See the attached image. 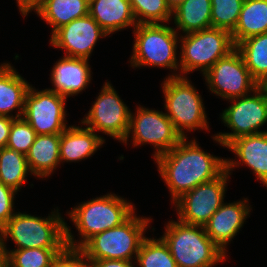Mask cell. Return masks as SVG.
Returning a JSON list of instances; mask_svg holds the SVG:
<instances>
[{"instance_id":"7a4b0ae2","label":"cell","mask_w":267,"mask_h":267,"mask_svg":"<svg viewBox=\"0 0 267 267\" xmlns=\"http://www.w3.org/2000/svg\"><path fill=\"white\" fill-rule=\"evenodd\" d=\"M135 207L132 202L115 193L81 202L67 212L78 231L79 240L74 238L71 227L65 222L66 246L80 248L95 234L121 225L135 212Z\"/></svg>"},{"instance_id":"8d00e7d4","label":"cell","mask_w":267,"mask_h":267,"mask_svg":"<svg viewBox=\"0 0 267 267\" xmlns=\"http://www.w3.org/2000/svg\"><path fill=\"white\" fill-rule=\"evenodd\" d=\"M15 118L9 116H0V148L6 147L12 121Z\"/></svg>"},{"instance_id":"7402d4cb","label":"cell","mask_w":267,"mask_h":267,"mask_svg":"<svg viewBox=\"0 0 267 267\" xmlns=\"http://www.w3.org/2000/svg\"><path fill=\"white\" fill-rule=\"evenodd\" d=\"M60 134L36 135L26 154L31 176L49 177L60 165Z\"/></svg>"},{"instance_id":"d590c367","label":"cell","mask_w":267,"mask_h":267,"mask_svg":"<svg viewBox=\"0 0 267 267\" xmlns=\"http://www.w3.org/2000/svg\"><path fill=\"white\" fill-rule=\"evenodd\" d=\"M89 261L91 262L92 267H135L136 264L135 261L118 259H102Z\"/></svg>"},{"instance_id":"4316f807","label":"cell","mask_w":267,"mask_h":267,"mask_svg":"<svg viewBox=\"0 0 267 267\" xmlns=\"http://www.w3.org/2000/svg\"><path fill=\"white\" fill-rule=\"evenodd\" d=\"M31 174L26 155L7 147L0 148V181L19 192Z\"/></svg>"},{"instance_id":"f546056e","label":"cell","mask_w":267,"mask_h":267,"mask_svg":"<svg viewBox=\"0 0 267 267\" xmlns=\"http://www.w3.org/2000/svg\"><path fill=\"white\" fill-rule=\"evenodd\" d=\"M137 24H168L172 10L166 0H129Z\"/></svg>"},{"instance_id":"d6986e66","label":"cell","mask_w":267,"mask_h":267,"mask_svg":"<svg viewBox=\"0 0 267 267\" xmlns=\"http://www.w3.org/2000/svg\"><path fill=\"white\" fill-rule=\"evenodd\" d=\"M105 143L104 137L82 126H68L60 134V161L78 162L94 155Z\"/></svg>"},{"instance_id":"6da1fadb","label":"cell","mask_w":267,"mask_h":267,"mask_svg":"<svg viewBox=\"0 0 267 267\" xmlns=\"http://www.w3.org/2000/svg\"><path fill=\"white\" fill-rule=\"evenodd\" d=\"M183 138L154 162L171 193V203L199 184L217 178L226 169V158L205 152L196 139Z\"/></svg>"},{"instance_id":"60d3db41","label":"cell","mask_w":267,"mask_h":267,"mask_svg":"<svg viewBox=\"0 0 267 267\" xmlns=\"http://www.w3.org/2000/svg\"><path fill=\"white\" fill-rule=\"evenodd\" d=\"M4 267H14V266L11 265V264L7 261L6 264L4 265Z\"/></svg>"},{"instance_id":"74e56055","label":"cell","mask_w":267,"mask_h":267,"mask_svg":"<svg viewBox=\"0 0 267 267\" xmlns=\"http://www.w3.org/2000/svg\"><path fill=\"white\" fill-rule=\"evenodd\" d=\"M185 0H166L167 5L171 10H174L178 5L183 3Z\"/></svg>"},{"instance_id":"603a6c76","label":"cell","mask_w":267,"mask_h":267,"mask_svg":"<svg viewBox=\"0 0 267 267\" xmlns=\"http://www.w3.org/2000/svg\"><path fill=\"white\" fill-rule=\"evenodd\" d=\"M267 33V0H244L235 29L231 32L235 47L243 40Z\"/></svg>"},{"instance_id":"277c9868","label":"cell","mask_w":267,"mask_h":267,"mask_svg":"<svg viewBox=\"0 0 267 267\" xmlns=\"http://www.w3.org/2000/svg\"><path fill=\"white\" fill-rule=\"evenodd\" d=\"M161 238L177 267H214L228 256L207 236L203 226L171 220Z\"/></svg>"},{"instance_id":"52a82bcc","label":"cell","mask_w":267,"mask_h":267,"mask_svg":"<svg viewBox=\"0 0 267 267\" xmlns=\"http://www.w3.org/2000/svg\"><path fill=\"white\" fill-rule=\"evenodd\" d=\"M161 84L166 115L182 138L189 131L210 130L202 96L187 76L165 77Z\"/></svg>"},{"instance_id":"83f0119b","label":"cell","mask_w":267,"mask_h":267,"mask_svg":"<svg viewBox=\"0 0 267 267\" xmlns=\"http://www.w3.org/2000/svg\"><path fill=\"white\" fill-rule=\"evenodd\" d=\"M139 267H177L168 245L160 238L146 237L136 256Z\"/></svg>"},{"instance_id":"9c48e42d","label":"cell","mask_w":267,"mask_h":267,"mask_svg":"<svg viewBox=\"0 0 267 267\" xmlns=\"http://www.w3.org/2000/svg\"><path fill=\"white\" fill-rule=\"evenodd\" d=\"M228 101L231 105L222 111L220 119L231 132L213 135L215 142L225 148L238 137L267 132L259 130L267 123V98L259 88L249 95Z\"/></svg>"},{"instance_id":"4fadbf2b","label":"cell","mask_w":267,"mask_h":267,"mask_svg":"<svg viewBox=\"0 0 267 267\" xmlns=\"http://www.w3.org/2000/svg\"><path fill=\"white\" fill-rule=\"evenodd\" d=\"M203 77L211 93L227 101L249 95L258 88L236 48L219 59Z\"/></svg>"},{"instance_id":"d6a6232c","label":"cell","mask_w":267,"mask_h":267,"mask_svg":"<svg viewBox=\"0 0 267 267\" xmlns=\"http://www.w3.org/2000/svg\"><path fill=\"white\" fill-rule=\"evenodd\" d=\"M51 267H92L79 248L65 247L54 259Z\"/></svg>"},{"instance_id":"7c38bea8","label":"cell","mask_w":267,"mask_h":267,"mask_svg":"<svg viewBox=\"0 0 267 267\" xmlns=\"http://www.w3.org/2000/svg\"><path fill=\"white\" fill-rule=\"evenodd\" d=\"M229 178L230 174L225 169L217 178L199 184L180 196L173 202L177 220L204 227L223 204Z\"/></svg>"},{"instance_id":"484cf974","label":"cell","mask_w":267,"mask_h":267,"mask_svg":"<svg viewBox=\"0 0 267 267\" xmlns=\"http://www.w3.org/2000/svg\"><path fill=\"white\" fill-rule=\"evenodd\" d=\"M236 49L241 53L251 77L257 83L267 77V33L241 41Z\"/></svg>"},{"instance_id":"8fae6325","label":"cell","mask_w":267,"mask_h":267,"mask_svg":"<svg viewBox=\"0 0 267 267\" xmlns=\"http://www.w3.org/2000/svg\"><path fill=\"white\" fill-rule=\"evenodd\" d=\"M95 100L79 123L122 143L129 130L131 110L109 82H104Z\"/></svg>"},{"instance_id":"ffe728a7","label":"cell","mask_w":267,"mask_h":267,"mask_svg":"<svg viewBox=\"0 0 267 267\" xmlns=\"http://www.w3.org/2000/svg\"><path fill=\"white\" fill-rule=\"evenodd\" d=\"M89 15L109 35L130 27H136L129 0H89Z\"/></svg>"},{"instance_id":"d4e9b609","label":"cell","mask_w":267,"mask_h":267,"mask_svg":"<svg viewBox=\"0 0 267 267\" xmlns=\"http://www.w3.org/2000/svg\"><path fill=\"white\" fill-rule=\"evenodd\" d=\"M88 14L89 0H44L37 16L50 25L52 35L57 29Z\"/></svg>"},{"instance_id":"cb8c5ba5","label":"cell","mask_w":267,"mask_h":267,"mask_svg":"<svg viewBox=\"0 0 267 267\" xmlns=\"http://www.w3.org/2000/svg\"><path fill=\"white\" fill-rule=\"evenodd\" d=\"M175 30L184 34L212 27L211 0H185L172 10Z\"/></svg>"},{"instance_id":"e0dca14e","label":"cell","mask_w":267,"mask_h":267,"mask_svg":"<svg viewBox=\"0 0 267 267\" xmlns=\"http://www.w3.org/2000/svg\"><path fill=\"white\" fill-rule=\"evenodd\" d=\"M225 148L238 158L226 159V171L230 175L236 167L244 164L252 170L257 181L267 187V132L238 137Z\"/></svg>"},{"instance_id":"2e32d148","label":"cell","mask_w":267,"mask_h":267,"mask_svg":"<svg viewBox=\"0 0 267 267\" xmlns=\"http://www.w3.org/2000/svg\"><path fill=\"white\" fill-rule=\"evenodd\" d=\"M252 207L249 199L223 202L204 226L207 236L227 255V246L243 228Z\"/></svg>"},{"instance_id":"1f68e13d","label":"cell","mask_w":267,"mask_h":267,"mask_svg":"<svg viewBox=\"0 0 267 267\" xmlns=\"http://www.w3.org/2000/svg\"><path fill=\"white\" fill-rule=\"evenodd\" d=\"M36 135V132L23 117L14 119L6 147L26 155L34 143Z\"/></svg>"},{"instance_id":"f1b7e54d","label":"cell","mask_w":267,"mask_h":267,"mask_svg":"<svg viewBox=\"0 0 267 267\" xmlns=\"http://www.w3.org/2000/svg\"><path fill=\"white\" fill-rule=\"evenodd\" d=\"M1 249L14 267H51L55 257L64 248Z\"/></svg>"},{"instance_id":"4dcf8cb0","label":"cell","mask_w":267,"mask_h":267,"mask_svg":"<svg viewBox=\"0 0 267 267\" xmlns=\"http://www.w3.org/2000/svg\"><path fill=\"white\" fill-rule=\"evenodd\" d=\"M244 0H211L212 27L230 33L235 29Z\"/></svg>"},{"instance_id":"8992f818","label":"cell","mask_w":267,"mask_h":267,"mask_svg":"<svg viewBox=\"0 0 267 267\" xmlns=\"http://www.w3.org/2000/svg\"><path fill=\"white\" fill-rule=\"evenodd\" d=\"M151 221L152 218L140 217L134 212L121 225L95 234L79 249L88 260L135 261Z\"/></svg>"},{"instance_id":"ba28073f","label":"cell","mask_w":267,"mask_h":267,"mask_svg":"<svg viewBox=\"0 0 267 267\" xmlns=\"http://www.w3.org/2000/svg\"><path fill=\"white\" fill-rule=\"evenodd\" d=\"M180 35V76H187L195 70L204 75L219 59L236 48L231 33L224 29L210 27Z\"/></svg>"},{"instance_id":"5b68a950","label":"cell","mask_w":267,"mask_h":267,"mask_svg":"<svg viewBox=\"0 0 267 267\" xmlns=\"http://www.w3.org/2000/svg\"><path fill=\"white\" fill-rule=\"evenodd\" d=\"M133 35L135 39L133 54L129 58L132 68L143 66L167 68L175 71L167 77L180 76L179 56H177L179 32L169 24L167 26V23L138 24L133 30Z\"/></svg>"},{"instance_id":"f35d334b","label":"cell","mask_w":267,"mask_h":267,"mask_svg":"<svg viewBox=\"0 0 267 267\" xmlns=\"http://www.w3.org/2000/svg\"><path fill=\"white\" fill-rule=\"evenodd\" d=\"M258 88L264 93L267 98V77H265L260 83H258Z\"/></svg>"},{"instance_id":"9a60e30c","label":"cell","mask_w":267,"mask_h":267,"mask_svg":"<svg viewBox=\"0 0 267 267\" xmlns=\"http://www.w3.org/2000/svg\"><path fill=\"white\" fill-rule=\"evenodd\" d=\"M109 36L88 14L57 29L50 37V45L64 49V56L90 59L100 38Z\"/></svg>"},{"instance_id":"e575fe53","label":"cell","mask_w":267,"mask_h":267,"mask_svg":"<svg viewBox=\"0 0 267 267\" xmlns=\"http://www.w3.org/2000/svg\"><path fill=\"white\" fill-rule=\"evenodd\" d=\"M16 3L20 14L25 17L32 11L37 14L41 10L44 0H16Z\"/></svg>"},{"instance_id":"3957f363","label":"cell","mask_w":267,"mask_h":267,"mask_svg":"<svg viewBox=\"0 0 267 267\" xmlns=\"http://www.w3.org/2000/svg\"><path fill=\"white\" fill-rule=\"evenodd\" d=\"M65 222L58 208L45 218L16 212L0 230V247L10 238L14 249L65 248Z\"/></svg>"},{"instance_id":"ac0fdd59","label":"cell","mask_w":267,"mask_h":267,"mask_svg":"<svg viewBox=\"0 0 267 267\" xmlns=\"http://www.w3.org/2000/svg\"><path fill=\"white\" fill-rule=\"evenodd\" d=\"M88 59L63 56L51 71L53 88L48 90L66 98L83 92L92 80L91 66Z\"/></svg>"},{"instance_id":"30bf717a","label":"cell","mask_w":267,"mask_h":267,"mask_svg":"<svg viewBox=\"0 0 267 267\" xmlns=\"http://www.w3.org/2000/svg\"><path fill=\"white\" fill-rule=\"evenodd\" d=\"M130 135L135 147L147 143L153 145L154 159L170 151L183 139L166 113L141 105L136 107L135 113L131 112L129 130L122 143L127 145Z\"/></svg>"},{"instance_id":"5bb4252c","label":"cell","mask_w":267,"mask_h":267,"mask_svg":"<svg viewBox=\"0 0 267 267\" xmlns=\"http://www.w3.org/2000/svg\"><path fill=\"white\" fill-rule=\"evenodd\" d=\"M66 99L47 88L39 91L31 84L25 97L23 118L37 135L61 134L68 127Z\"/></svg>"},{"instance_id":"ab89813d","label":"cell","mask_w":267,"mask_h":267,"mask_svg":"<svg viewBox=\"0 0 267 267\" xmlns=\"http://www.w3.org/2000/svg\"><path fill=\"white\" fill-rule=\"evenodd\" d=\"M7 261H8L7 255L3 252V250L0 247V267H4Z\"/></svg>"},{"instance_id":"44dd1931","label":"cell","mask_w":267,"mask_h":267,"mask_svg":"<svg viewBox=\"0 0 267 267\" xmlns=\"http://www.w3.org/2000/svg\"><path fill=\"white\" fill-rule=\"evenodd\" d=\"M30 83L22 77L14 66L3 63L0 65V116L22 118L25 97ZM18 109V111L16 110ZM17 111L15 116L11 112Z\"/></svg>"},{"instance_id":"836d02e7","label":"cell","mask_w":267,"mask_h":267,"mask_svg":"<svg viewBox=\"0 0 267 267\" xmlns=\"http://www.w3.org/2000/svg\"><path fill=\"white\" fill-rule=\"evenodd\" d=\"M16 194L18 193L14 189L4 185L0 181V229L16 213L14 210Z\"/></svg>"}]
</instances>
